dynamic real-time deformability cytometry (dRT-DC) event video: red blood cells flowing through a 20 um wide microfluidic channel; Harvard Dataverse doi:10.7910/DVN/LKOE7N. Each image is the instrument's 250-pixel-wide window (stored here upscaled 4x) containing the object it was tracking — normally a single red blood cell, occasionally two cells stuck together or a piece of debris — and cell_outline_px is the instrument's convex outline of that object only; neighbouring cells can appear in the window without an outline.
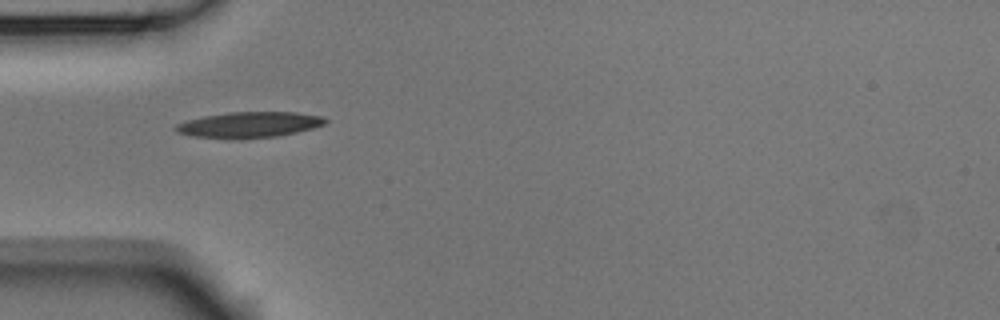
{"species": "Egyptian fruit bat (a non-hibernating species)", "species_latin": "Rousettus aegyptiacus", "temperature_condition": "room temperature", "stored_images_in_passage": 3, "camera_frame_rate_fps": 3000, "um_per_image_px": 0.085, "animal": {"sex": "male"}, "frame": {"image": 1, "passage_image": 2, "time_ms": 0.333, "image_size_px": [1000, 320], "cell_outline_px": [[328, 120], [324, 124], [312, 128], [296, 132], [276, 136], [228, 140], [192, 136], [180, 132], [176, 128], [176, 124], [188, 120], [204, 116], [228, 112], [296, 112], [320, 116]], "centroid_in_image_um": [21.17, 10.61], "position_along_channel_um": 63.8, "area_um2": 22.37}}
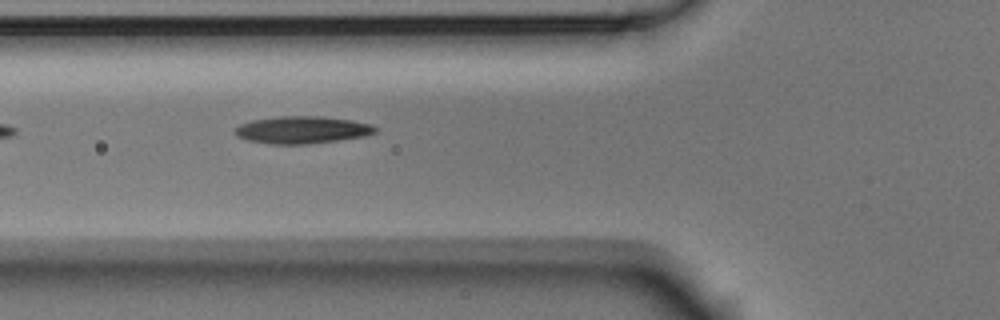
{"frame": {"image": 2, "passage_image": 3, "time_ms": 0.667, "image_size_px": [1000, 320], "cell_outline_px": [[376, 132], [364, 136], [308, 144], [268, 144], [248, 140], [236, 136], [236, 128], [240, 124], [252, 120], [280, 116], [324, 116], [352, 120], [372, 124], [376, 128]], "centroid_in_image_um": [25.68, 11.03], "position_along_channel_um": 100.1, "area_um2": 22.25}}